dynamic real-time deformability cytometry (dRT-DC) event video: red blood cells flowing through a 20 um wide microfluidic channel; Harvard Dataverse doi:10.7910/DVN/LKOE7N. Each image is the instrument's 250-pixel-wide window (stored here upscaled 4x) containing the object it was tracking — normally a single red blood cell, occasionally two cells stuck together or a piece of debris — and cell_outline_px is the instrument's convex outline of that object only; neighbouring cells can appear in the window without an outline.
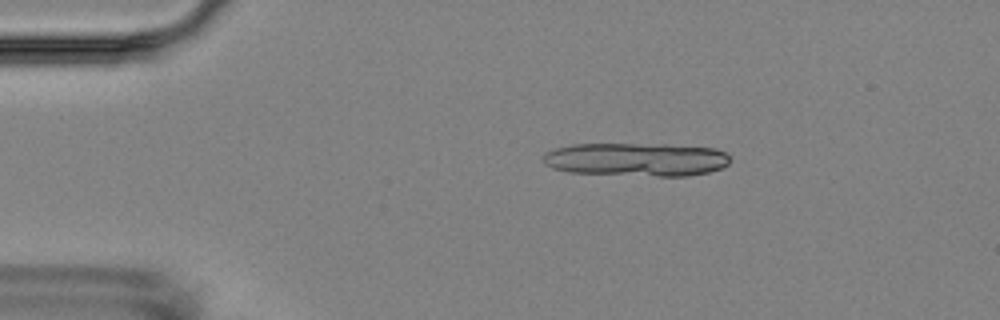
{"species": "Egyptian fruit bat (a non-hibernating species)", "species_latin": "Rousettus aegyptiacus", "temperature_condition": "room temperature", "stored_images_in_passage": 4, "camera_frame_rate_fps": 3000, "um_per_image_px": 0.085, "animal": {"sex": "female"}, "frame": {"image": 1, "passage_image": 2, "time_ms": 1.0, "image_size_px": [1000, 320], "cell_outline_px": [[728, 164], [720, 168], [708, 172], [688, 176], [656, 176], [568, 172], [552, 168], [544, 164], [540, 160], [540, 156], [544, 152], [556, 148], [572, 144], [668, 144], [716, 148], [724, 152], [728, 156]], "centroid_in_image_um": [54.02, 13.55], "position_along_channel_um": 31.0, "area_um2": 36.76}}